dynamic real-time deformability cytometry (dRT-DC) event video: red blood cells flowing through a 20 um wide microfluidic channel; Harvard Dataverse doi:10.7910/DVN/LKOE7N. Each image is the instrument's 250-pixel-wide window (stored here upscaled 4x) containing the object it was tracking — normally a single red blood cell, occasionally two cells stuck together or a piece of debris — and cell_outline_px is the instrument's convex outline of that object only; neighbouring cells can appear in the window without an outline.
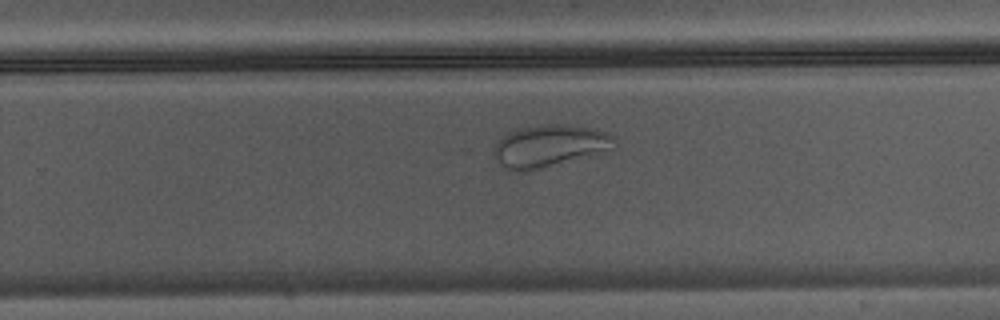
{"species": "Egyptian fruit bat (a non-hibernating species)", "species_latin": "Rousettus aegyptiacus", "temperature_condition": "warm", "stored_images_in_passage": 38, "camera_frame_rate_fps": 3000, "um_per_image_px": 0.085, "animal": {"sex": "male"}, "frame": {"image": 1, "passage_image": 22, "time_ms": 7.0, "image_size_px": [1000, 320], "cell_outline_px": [[616, 148], [528, 172], [516, 172], [500, 164], [496, 160], [492, 152], [496, 144], [508, 132], [540, 124], [564, 124], [596, 128], [612, 136], [616, 140]], "centroid_in_image_um": [46.71, 12.4], "position_along_channel_um": 283.1, "area_um2": 29.54}}
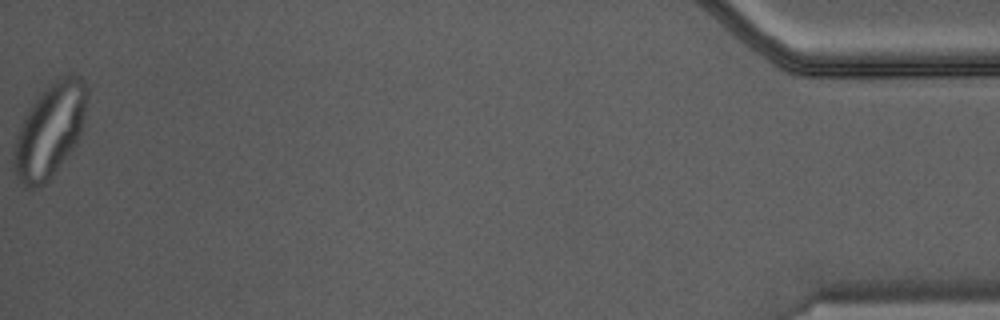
{"frame": {"image": 2, "passage_image": 38, "time_ms": 12.333, "image_size_px": [1000, 320], "cell_outline_px": [[88, 96], [84, 120], [76, 144], [48, 180], [44, 184], [36, 188], [24, 188], [16, 176], [12, 164], [12, 152], [16, 136], [20, 124], [28, 108], [36, 96], [52, 80], [68, 72], [72, 72], [80, 76], [84, 80], [88, 88]], "centroid_in_image_um": [4.22, 11.02], "position_along_channel_um": 431.0, "area_um2": 40.75}}